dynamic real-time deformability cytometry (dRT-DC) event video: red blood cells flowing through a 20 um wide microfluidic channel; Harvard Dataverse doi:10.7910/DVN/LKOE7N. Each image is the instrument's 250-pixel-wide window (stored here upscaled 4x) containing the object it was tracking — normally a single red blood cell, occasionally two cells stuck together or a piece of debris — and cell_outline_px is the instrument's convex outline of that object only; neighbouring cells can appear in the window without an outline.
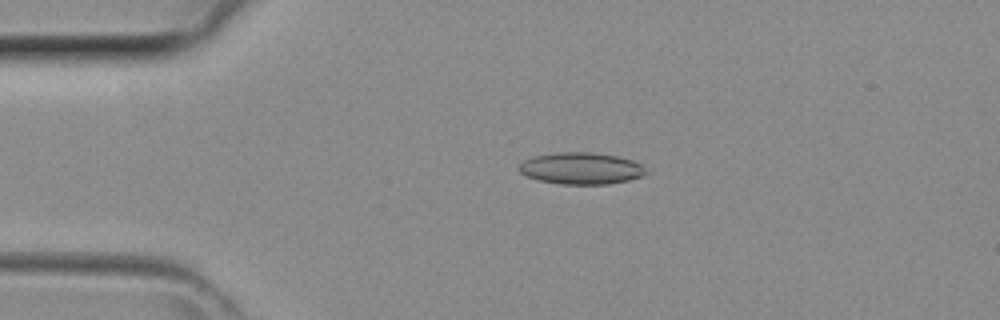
{"species": "common noctule bat (a hibernating species)", "species_latin": "Nyctalus noctula", "temperature_condition": "room temperature", "stored_images_in_passage": 41, "camera_frame_rate_fps": 3000, "um_per_image_px": 0.085, "animal": {"sex": "female", "body_mass_g": 29.2, "forearm_length_mm": 56.3}, "frame": {"image": 1, "passage_image": 8, "time_ms": 2.333, "image_size_px": [1000, 320], "cell_outline_px": [[648, 172], [644, 176], [628, 180], [608, 184], [560, 184], [540, 180], [528, 176], [520, 172], [516, 168], [524, 160], [536, 156], [560, 152], [592, 152], [616, 156], [632, 160], [640, 164]], "centroid_in_image_um": [49.41, 14.31], "position_along_channel_um": 35.6, "area_um2": 23.35}}
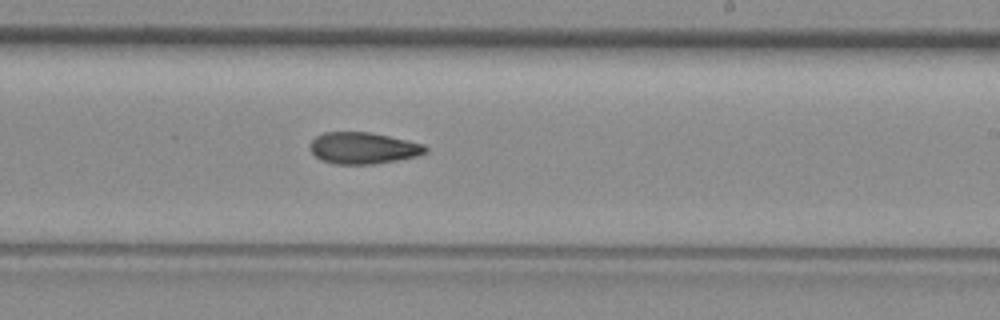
{"frame": {"image": 2, "passage_image": 24, "time_ms": 7.667, "image_size_px": [1000, 320], "cell_outline_px": [[428, 148], [424, 152], [416, 156], [396, 160], [372, 164], [336, 164], [320, 160], [312, 152], [308, 144], [316, 136], [324, 132], [372, 132], [424, 144]], "centroid_in_image_um": [30.83, 12.58], "position_along_channel_um": 258.2, "area_um2": 21.15}}
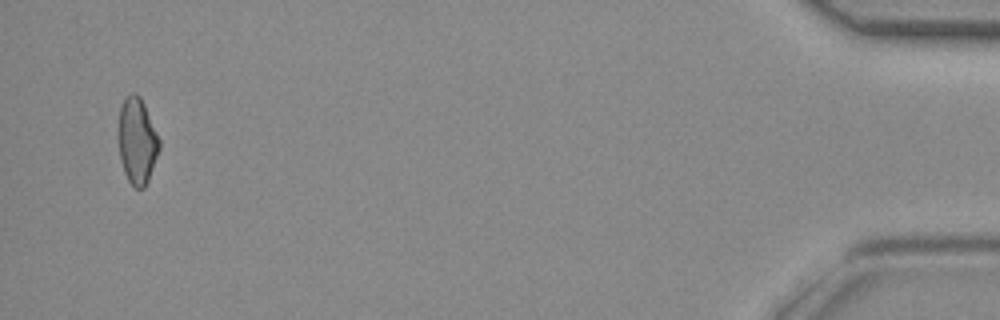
{"frame": {"image": 3, "passage_image": 40, "time_ms": 13.0, "image_size_px": [1000, 320], "cell_outline_px": [[160, 148], [148, 180], [144, 188], [136, 188], [128, 180], [124, 172], [120, 156], [120, 108], [124, 100], [132, 92], [136, 92], [140, 96], [144, 104], [160, 140]], "centroid_in_image_um": [11.68, 11.98], "position_along_channel_um": 423.5, "area_um2": 19.94}}